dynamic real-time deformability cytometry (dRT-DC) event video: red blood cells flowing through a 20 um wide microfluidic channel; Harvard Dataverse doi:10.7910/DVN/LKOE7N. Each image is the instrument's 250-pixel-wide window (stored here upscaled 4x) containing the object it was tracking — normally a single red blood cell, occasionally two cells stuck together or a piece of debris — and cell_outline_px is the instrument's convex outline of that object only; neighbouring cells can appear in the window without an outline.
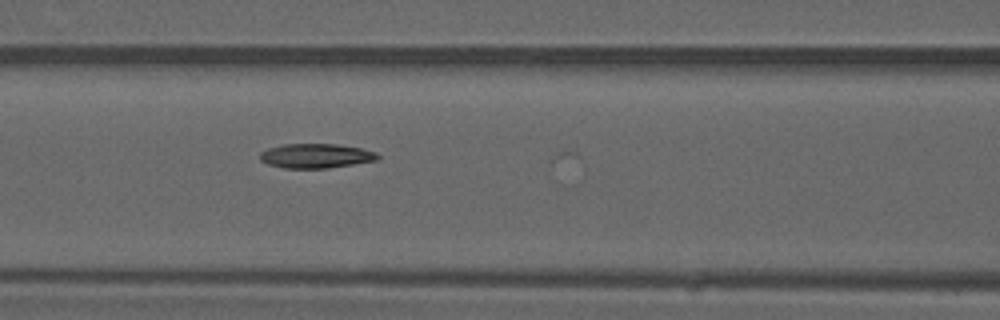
{"species": "common noctule bat (a hibernating species)", "species_latin": "Nyctalus noctula", "temperature_condition": "warm", "stored_images_in_passage": 45, "camera_frame_rate_fps": 3000, "um_per_image_px": 0.085, "animal": {"sex": "male", "forearm_length_mm": 52.5}, "frame": {"image": 1, "passage_image": 22, "time_ms": 7.0, "image_size_px": [1000, 320], "cell_outline_px": [[380, 156], [376, 160], [328, 168], [284, 168], [268, 164], [260, 160], [260, 152], [268, 148], [284, 144], [340, 144], [360, 148], [376, 152]], "centroid_in_image_um": [26.83, 13.24], "position_along_channel_um": 139.8, "area_um2": 16.7}}
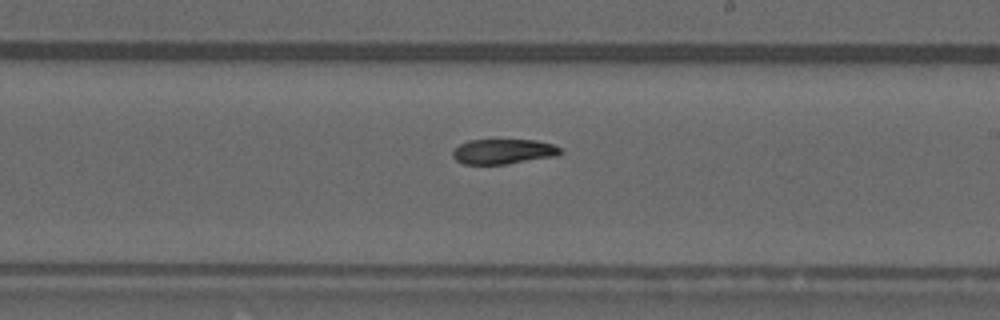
{"frame": {"image": 2, "passage_image": 30, "time_ms": 9.667, "image_size_px": [1000, 320], "cell_outline_px": [[564, 152], [556, 156], [508, 164], [464, 164], [456, 160], [452, 156], [452, 152], [460, 144], [468, 140], [536, 140], [552, 144], [560, 148]], "centroid_in_image_um": [42.79, 12.88], "position_along_channel_um": 246.2, "area_um2": 15.72}}
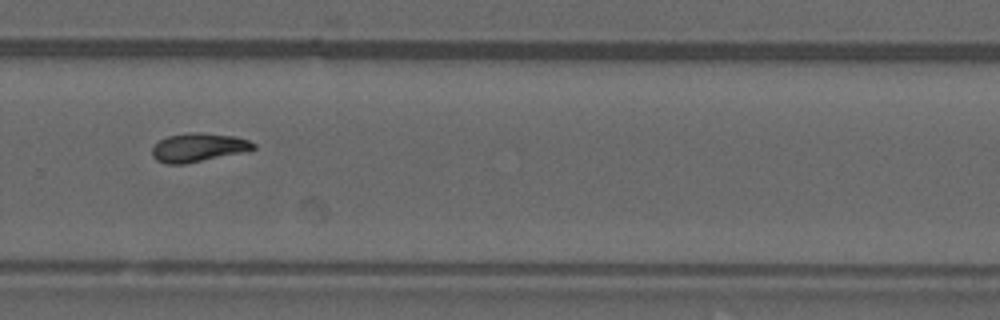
{"frame": {"image": 3, "passage_image": 35, "time_ms": 11.333, "image_size_px": [1000, 320], "cell_outline_px": [[256, 148], [244, 152], [184, 164], [168, 164], [156, 160], [152, 156], [152, 148], [160, 140], [168, 136], [192, 132], [200, 132], [236, 136], [248, 140], [256, 144]], "centroid_in_image_um": [16.87, 12.53], "position_along_channel_um": 312.9, "area_um2": 16.88}, "authors_computed_cell_mechanics": {"area_um2": 15.6638, "velocity_mm_per_s": 4.0049, "shape_relaxation_time_tau1_ms": 2.1317, "shape_relaxation_time_tau2_ms": null, "deformation_change_tau1": null, "deformation_change_tau2": null}}